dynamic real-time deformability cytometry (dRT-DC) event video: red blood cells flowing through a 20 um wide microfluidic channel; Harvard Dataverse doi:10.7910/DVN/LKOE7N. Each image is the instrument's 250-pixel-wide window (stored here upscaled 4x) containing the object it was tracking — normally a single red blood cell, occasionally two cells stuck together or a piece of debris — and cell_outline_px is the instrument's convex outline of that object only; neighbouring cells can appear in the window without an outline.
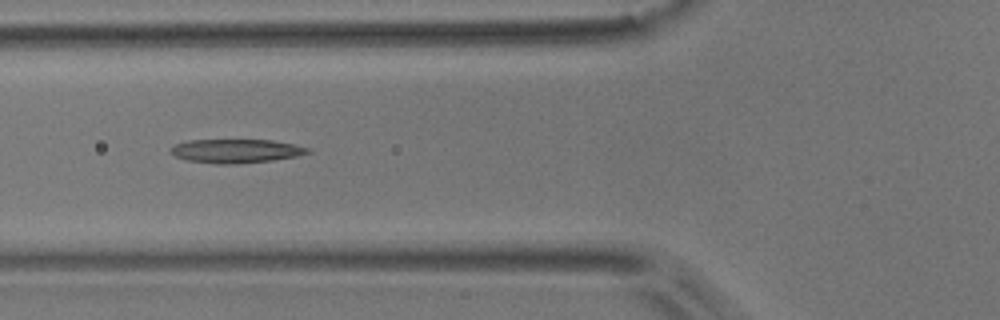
{"species": "common noctule bat (a hibernating species)", "species_latin": "Nyctalus noctula", "temperature_condition": "room temperature", "stored_images_in_passage": 7, "camera_frame_rate_fps": 3000, "um_per_image_px": 0.085, "animal": {"sex": "male", "body_mass_g": 17.9}, "frame": {"image": 1, "passage_image": 6, "time_ms": 1.667, "image_size_px": [1000, 320], "cell_outline_px": [[312, 152], [296, 156], [272, 160], [236, 164], [216, 164], [188, 160], [176, 156], [168, 152], [168, 148], [176, 144], [188, 140], [272, 140], [312, 148]], "centroid_in_image_um": [20.05, 12.83], "position_along_channel_um": 105.8, "area_um2": 19.07}}
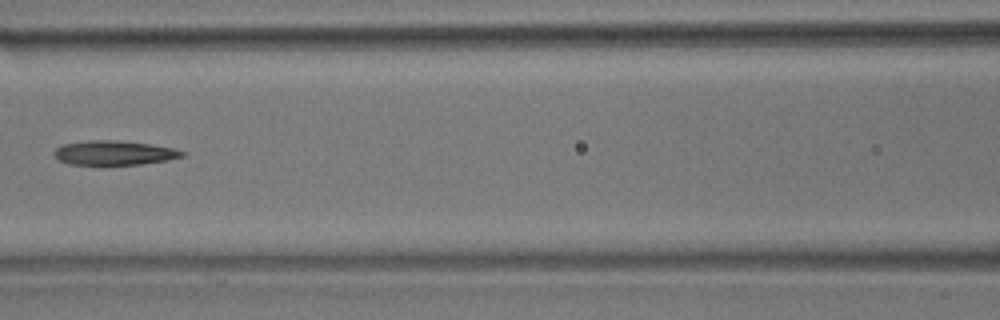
{"frame": {"image": 2, "passage_image": 7, "time_ms": 2.0, "image_size_px": [1000, 320], "cell_outline_px": [[184, 156], [168, 160], [140, 164], [104, 168], [68, 164], [60, 160], [52, 152], [56, 148], [64, 144], [88, 140], [120, 140], [152, 144], [172, 148], [184, 152]], "centroid_in_image_um": [9.66, 13.04], "position_along_channel_um": 156.9, "area_um2": 19.07}}